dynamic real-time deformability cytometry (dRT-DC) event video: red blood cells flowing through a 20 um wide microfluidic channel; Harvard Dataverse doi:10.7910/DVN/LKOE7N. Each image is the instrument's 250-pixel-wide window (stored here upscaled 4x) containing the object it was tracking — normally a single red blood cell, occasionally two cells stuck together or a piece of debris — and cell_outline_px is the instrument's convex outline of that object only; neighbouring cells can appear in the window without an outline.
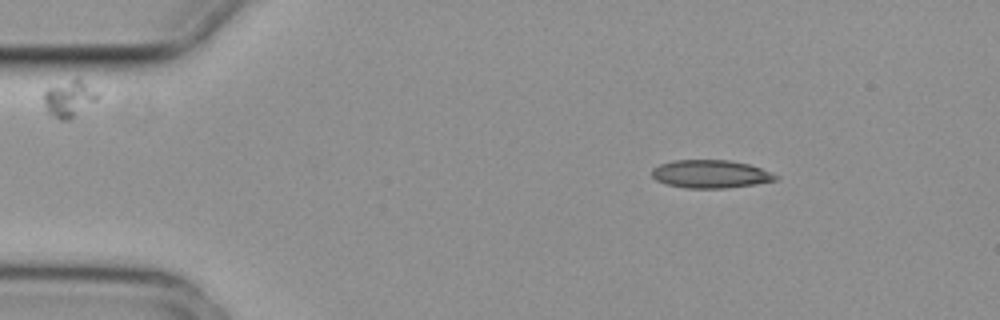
{"species": "common noctule bat (a hibernating species)", "species_latin": "Nyctalus noctula", "temperature_condition": "cold", "stored_images_in_passage": 4, "camera_frame_rate_fps": 3000, "um_per_image_px": 0.085, "animal": {"sex": "female", "body_mass_g": 29.2, "forearm_length_mm": 56.3}, "frame": {"image": 1, "passage_image": 2, "time_ms": 0.333, "image_size_px": [1000, 320], "cell_outline_px": [[780, 176], [776, 180], [756, 184], [724, 188], [684, 188], [668, 184], [656, 180], [652, 176], [652, 168], [660, 164], [672, 160], [728, 160], [748, 164], [760, 168]], "centroid_in_image_um": [60.39, 14.79], "position_along_channel_um": 24.6, "area_um2": 20.17}}